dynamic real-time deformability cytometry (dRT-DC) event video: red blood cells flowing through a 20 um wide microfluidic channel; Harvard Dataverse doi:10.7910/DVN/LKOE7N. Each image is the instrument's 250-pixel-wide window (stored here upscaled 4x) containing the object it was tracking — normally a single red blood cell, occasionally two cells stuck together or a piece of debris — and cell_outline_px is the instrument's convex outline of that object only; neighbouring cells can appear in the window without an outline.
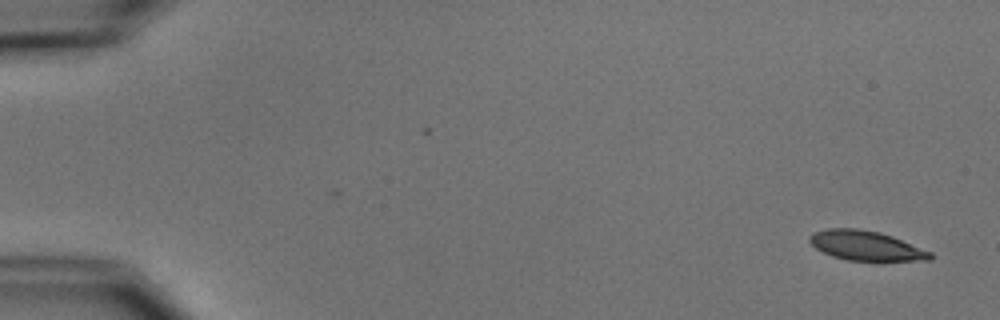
{"species": "common noctule bat (a hibernating species)", "species_latin": "Nyctalus noctula", "temperature_condition": "cold", "stored_images_in_passage": 3, "camera_frame_rate_fps": 3000, "um_per_image_px": 0.085, "animal": {"sex": "male", "body_mass_g": 15.6}, "frame": {"image": 1, "passage_image": 3, "time_ms": 2.333, "image_size_px": [1000, 320], "cell_outline_px": [[932, 260], [848, 260], [832, 256], [816, 248], [808, 240], [808, 236], [812, 232], [828, 228], [856, 228], [880, 232], [892, 236], [932, 252]], "centroid_in_image_um": [73.58, 20.86], "position_along_channel_um": 11.4, "area_um2": 20.69}}